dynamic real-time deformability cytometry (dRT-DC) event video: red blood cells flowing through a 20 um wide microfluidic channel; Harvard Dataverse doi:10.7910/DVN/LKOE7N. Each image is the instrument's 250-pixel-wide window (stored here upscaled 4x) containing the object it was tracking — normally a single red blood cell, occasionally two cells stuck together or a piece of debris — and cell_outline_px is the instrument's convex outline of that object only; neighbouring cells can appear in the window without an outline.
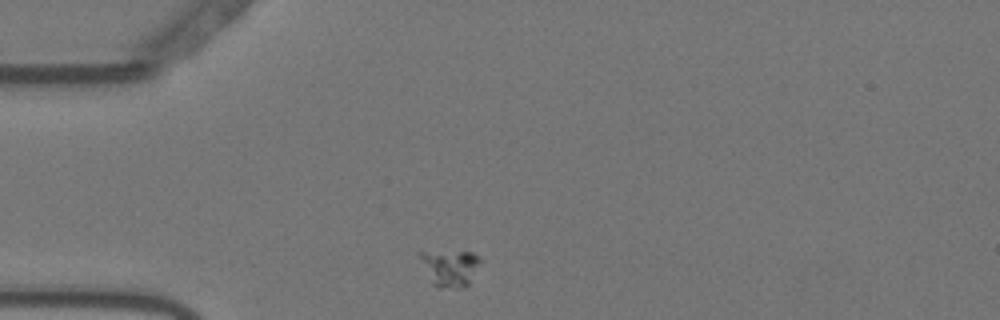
{"species": "Egyptian fruit bat (a non-hibernating species)", "species_latin": "Rousettus aegyptiacus", "temperature_condition": "warm", "stored_images_in_passage": 44, "camera_frame_rate_fps": 3000, "um_per_image_px": 0.085, "animal": {"sex": "female"}, "frame": {"image": 1, "passage_image": 1, "time_ms": 0.0, "image_size_px": [1000, 320], "cell_outline_px": [[480, 260], [468, 284], [456, 288], [436, 288], [432, 284], [416, 252], [472, 252], [480, 256]], "centroid_in_image_um": [38.19, 22.77], "position_along_channel_um": 46.8, "area_um2": 12.6}}